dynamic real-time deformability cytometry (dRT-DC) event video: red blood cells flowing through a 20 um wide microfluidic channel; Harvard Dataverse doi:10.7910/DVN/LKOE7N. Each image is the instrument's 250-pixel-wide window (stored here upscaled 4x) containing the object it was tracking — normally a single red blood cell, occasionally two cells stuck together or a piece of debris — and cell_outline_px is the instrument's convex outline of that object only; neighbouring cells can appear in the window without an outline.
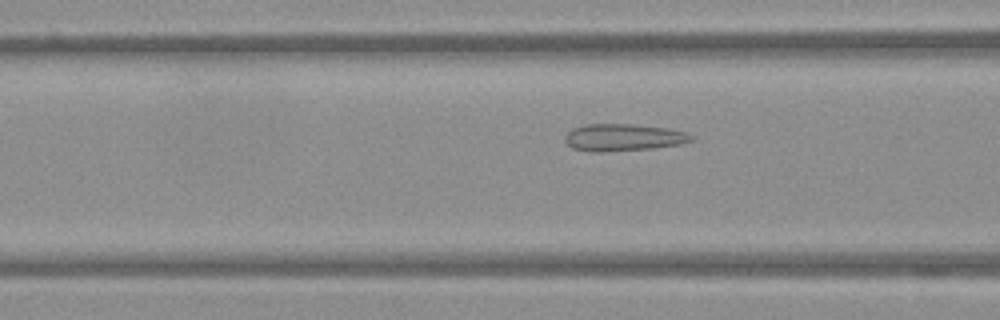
{"species": "Egyptian fruit bat (a non-hibernating species)", "species_latin": "Rousettus aegyptiacus", "temperature_condition": "warm", "stored_images_in_passage": 9, "camera_frame_rate_fps": 3000, "um_per_image_px": 0.085, "frame": {"image": 1, "passage_image": 7, "time_ms": 2.0, "image_size_px": [1000, 320], "cell_outline_px": [[696, 140], [680, 144], [656, 148], [600, 152], [592, 152], [572, 148], [564, 140], [564, 136], [572, 128], [588, 124], [632, 124], [668, 128], [688, 132], [696, 136]], "centroid_in_image_um": [53.04, 11.68], "position_along_channel_um": 113.6, "area_um2": 20.29}}